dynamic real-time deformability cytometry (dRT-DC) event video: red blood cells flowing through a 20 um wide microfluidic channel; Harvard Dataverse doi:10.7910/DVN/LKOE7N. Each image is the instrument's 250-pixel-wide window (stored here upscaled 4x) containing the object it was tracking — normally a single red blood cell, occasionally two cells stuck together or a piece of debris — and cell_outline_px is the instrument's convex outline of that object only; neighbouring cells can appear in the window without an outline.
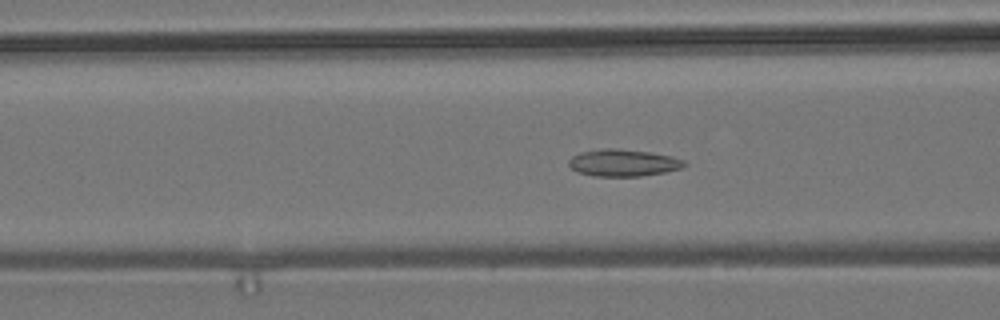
{"species": "common noctule bat (a hibernating species)", "species_latin": "Nyctalus noctula", "temperature_condition": "room temperature", "stored_images_in_passage": 54, "camera_frame_rate_fps": 3000, "um_per_image_px": 0.085, "animal": {"sex": "male", "body_mass_g": 19.2, "forearm_length_mm": 51.8}, "frame": {"image": 1, "passage_image": 20, "time_ms": 6.333, "image_size_px": [1000, 320], "cell_outline_px": [[688, 164], [680, 168], [664, 172], [640, 176], [596, 176], [580, 172], [572, 168], [568, 164], [568, 160], [572, 156], [580, 152], [600, 148], [616, 148], [648, 152], [672, 156], [684, 160]], "centroid_in_image_um": [52.97, 13.82], "position_along_channel_um": 113.6, "area_um2": 18.09}}
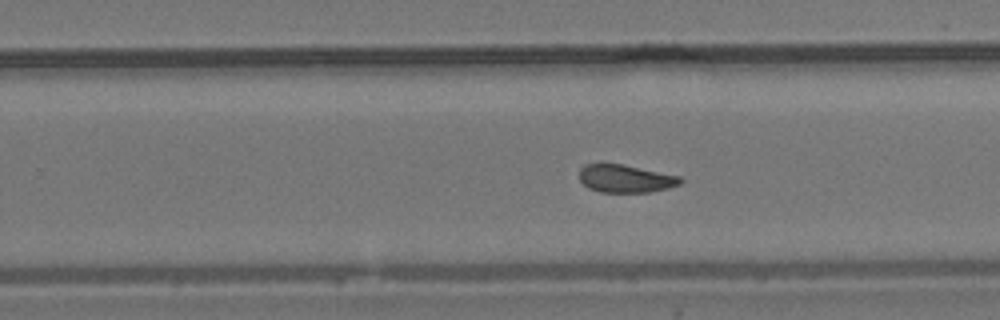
{"frame": {"image": 2, "passage_image": 33, "time_ms": 10.667, "image_size_px": [1000, 320], "cell_outline_px": [[684, 180], [680, 184], [668, 188], [652, 192], [600, 192], [588, 188], [580, 180], [580, 168], [584, 164], [624, 164], [680, 176]], "centroid_in_image_um": [53.19, 15.18], "position_along_channel_um": 276.6, "area_um2": 16.47}}
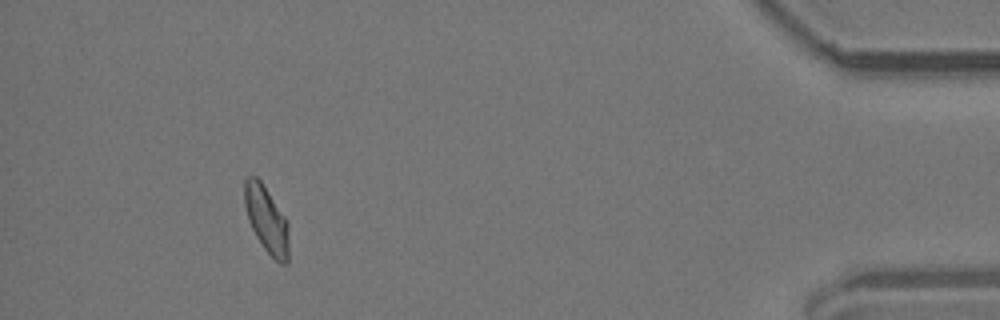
{"frame": {"image": 3, "passage_image": 49, "time_ms": 16.0, "image_size_px": [1000, 320], "cell_outline_px": [[288, 264], [280, 264], [264, 248], [256, 236], [248, 220], [244, 204], [244, 180], [248, 176], [256, 176], [260, 180], [284, 216], [288, 224]], "centroid_in_image_um": [22.64, 18.66], "position_along_channel_um": 412.6, "area_um2": 16.99}, "authors_computed_cell_mechanics": {"area_um2": 17.5134, "velocity_mm_per_s": 3.7683, "shape_relaxation_time_tau1_ms": null, "shape_relaxation_time_tau2_ms": 2.5059, "deformation_change_tau1": null, "deformation_change_tau2": 0.089}}